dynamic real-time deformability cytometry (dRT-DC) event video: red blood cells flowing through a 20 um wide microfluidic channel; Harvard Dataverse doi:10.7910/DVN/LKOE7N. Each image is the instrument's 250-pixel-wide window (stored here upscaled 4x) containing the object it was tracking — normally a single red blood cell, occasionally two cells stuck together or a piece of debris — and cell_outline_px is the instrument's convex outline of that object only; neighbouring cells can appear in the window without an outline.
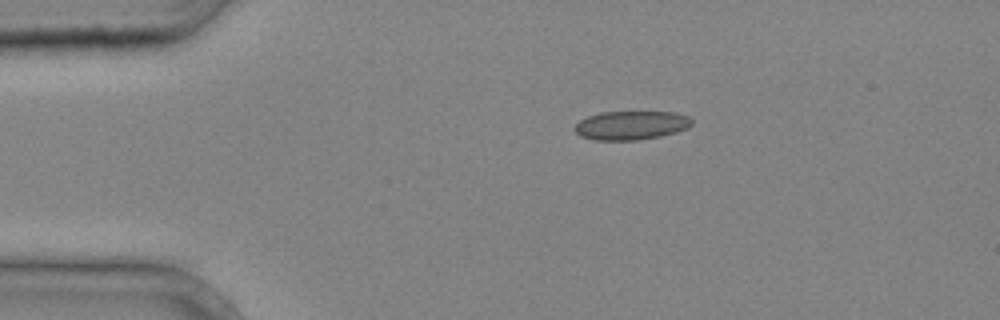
{"species": "common noctule bat (a hibernating species)", "species_latin": "Nyctalus noctula", "temperature_condition": "cold", "stored_images_in_passage": 3, "camera_frame_rate_fps": 3000, "um_per_image_px": 0.085, "animal": {"sex": "male", "body_mass_g": 20.4}, "frame": {"image": 1, "passage_image": 3, "time_ms": 0.667, "image_size_px": [1000, 320], "cell_outline_px": [[692, 124], [688, 128], [676, 132], [660, 136], [636, 140], [596, 140], [580, 136], [572, 128], [580, 120], [588, 116], [600, 112], [676, 112], [688, 116], [692, 120]], "centroid_in_image_um": [53.64, 10.65], "position_along_channel_um": 31.4, "area_um2": 19.71}}